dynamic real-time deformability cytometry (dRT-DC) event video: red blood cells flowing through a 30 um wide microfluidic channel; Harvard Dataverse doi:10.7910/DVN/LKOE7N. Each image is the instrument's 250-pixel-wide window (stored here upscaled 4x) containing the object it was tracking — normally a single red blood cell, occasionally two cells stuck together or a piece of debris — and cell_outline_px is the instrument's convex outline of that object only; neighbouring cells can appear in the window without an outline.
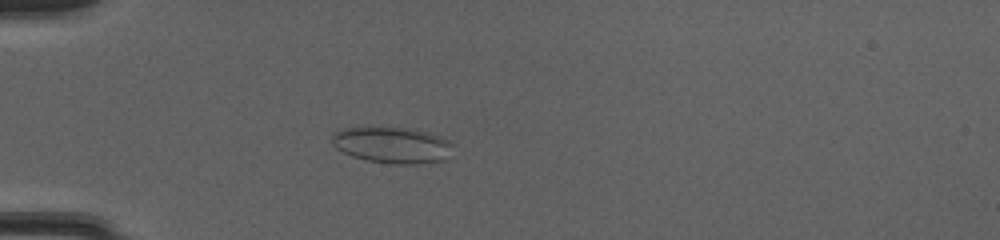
{"species": "common noctule bat (a hibernating species)", "species_latin": "Nyctalus noctula", "temperature_condition": "cold", "stored_images_in_passage": 51, "camera_frame_rate_fps": 3000, "um_per_image_px": 0.085, "animal": {"sex": "female", "body_mass_g": 20.0, "forearm_length_mm": 54.0}, "frame": {"image": 1, "passage_image": 16, "time_ms": 5.0, "image_size_px": [1000, 240], "cell_outline_px": [[452, 144], [448, 160], [416, 164], [392, 164], [368, 160], [352, 156], [336, 148], [332, 144], [332, 132], [344, 128], [412, 128], [428, 132], [440, 136], [448, 140]], "centroid_in_image_um": [33.36, 12.34], "position_along_channel_um": 51.6, "area_um2": 25.55}}
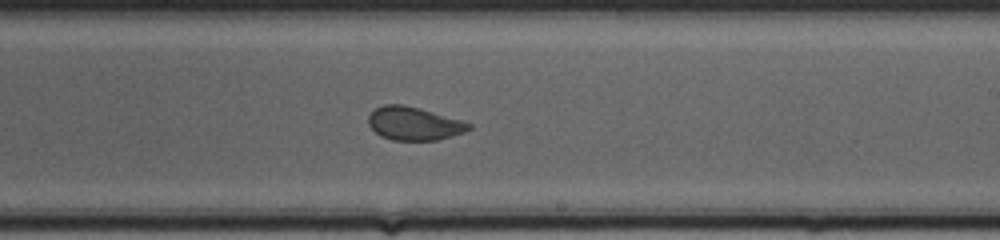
{"frame": {"image": 2, "passage_image": 32, "time_ms": 10.333, "image_size_px": [1000, 240], "cell_outline_px": [[472, 128], [464, 132], [452, 136], [436, 140], [392, 140], [380, 136], [368, 124], [368, 116], [376, 108], [384, 104], [404, 104], [420, 108], [460, 120], [472, 124]], "centroid_in_image_um": [35.17, 10.5], "position_along_channel_um": 253.8, "area_um2": 19.42}}
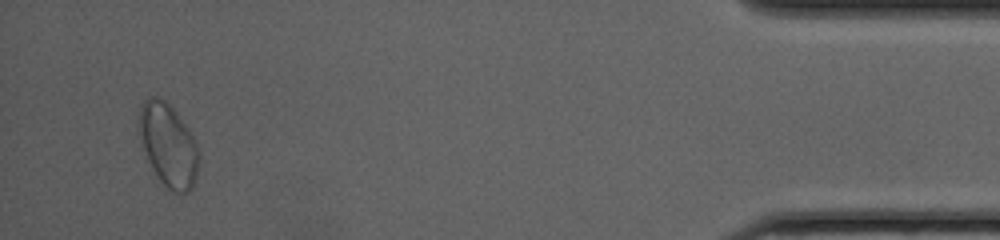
{"frame": {"image": 3, "passage_image": 49, "time_ms": 16.0, "image_size_px": [1000, 240], "cell_outline_px": [[200, 156], [196, 180], [192, 188], [188, 192], [176, 192], [168, 188], [160, 180], [152, 168], [148, 160], [140, 136], [140, 104], [148, 96], [160, 96], [176, 112], [196, 140]], "centroid_in_image_um": [14.34, 12.32], "position_along_channel_um": 420.9, "area_um2": 28.67}, "authors_computed_cell_mechanics": {"area_um2": 24.1026, "velocity_mm_per_s": 4.14, "shape_relaxation_time_tau1_ms": null, "shape_relaxation_time_tau2_ms": 0.5881, "deformation_change_tau1": null, "deformation_change_tau2": 0.0518}}